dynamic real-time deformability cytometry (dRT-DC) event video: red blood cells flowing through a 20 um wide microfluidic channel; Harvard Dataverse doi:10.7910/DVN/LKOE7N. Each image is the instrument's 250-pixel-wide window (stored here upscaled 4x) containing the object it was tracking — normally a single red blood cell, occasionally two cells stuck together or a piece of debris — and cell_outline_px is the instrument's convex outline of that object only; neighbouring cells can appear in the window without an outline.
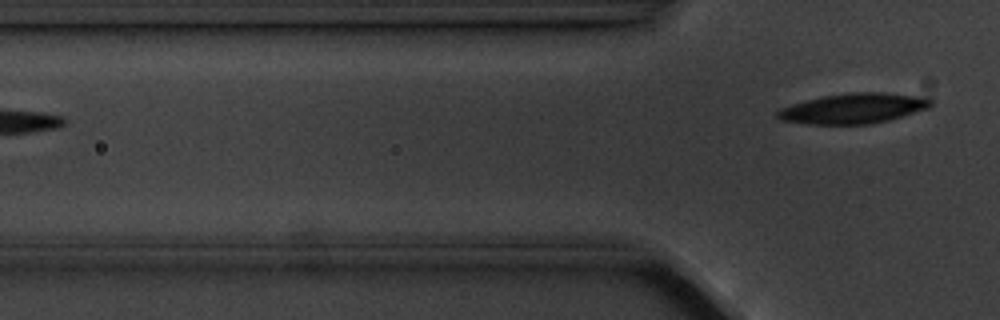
{"species": "common noctule bat (a hibernating species)", "species_latin": "Nyctalus noctula", "temperature_condition": "cold", "stored_images_in_passage": 7, "camera_frame_rate_fps": 3000, "um_per_image_px": 0.085, "animal": {"sex": "male", "body_mass_g": 20.1, "forearm_length_mm": 53.5}, "frame": {"image": 1, "passage_image": 7, "time_ms": 7.0, "image_size_px": [1000, 320], "cell_outline_px": [[932, 104], [928, 108], [888, 120], [868, 124], [808, 124], [780, 120], [776, 116], [776, 112], [780, 108], [792, 104], [824, 96], [852, 92], [884, 92], [916, 96], [932, 100]], "centroid_in_image_um": [72.5, 9.22], "position_along_channel_um": 53.3, "area_um2": 26.65}}